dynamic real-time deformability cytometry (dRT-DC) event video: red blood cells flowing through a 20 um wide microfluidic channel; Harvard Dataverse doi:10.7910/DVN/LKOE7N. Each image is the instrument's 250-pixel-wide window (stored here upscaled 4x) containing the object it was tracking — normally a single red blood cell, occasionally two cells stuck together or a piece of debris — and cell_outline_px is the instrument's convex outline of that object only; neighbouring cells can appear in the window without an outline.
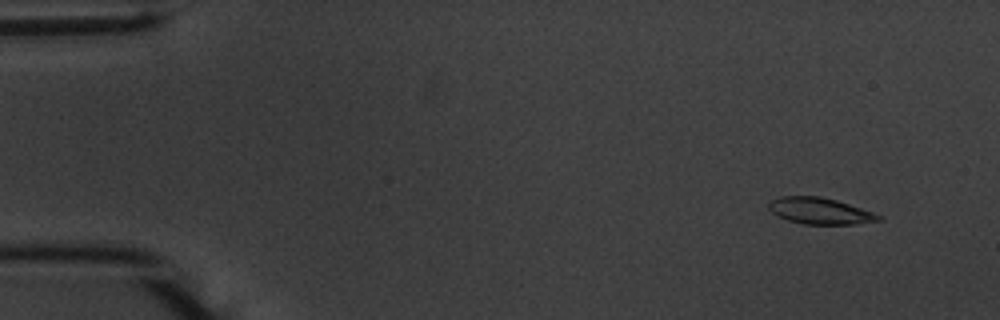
{"species": "common noctule bat (a hibernating species)", "species_latin": "Nyctalus noctula", "temperature_condition": "warm", "stored_images_in_passage": 55, "camera_frame_rate_fps": 3000, "um_per_image_px": 0.085, "animal": {"sex": "male", "body_mass_g": 20.1, "forearm_length_mm": 53.5}, "frame": {"image": 1, "passage_image": 5, "time_ms": 1.333, "image_size_px": [1000, 320], "cell_outline_px": [[884, 220], [856, 224], [804, 224], [788, 220], [772, 212], [768, 208], [768, 204], [772, 200], [780, 196], [820, 196], [836, 200], [884, 216]], "centroid_in_image_um": [69.73, 17.93], "position_along_channel_um": 15.3, "area_um2": 16.82}}
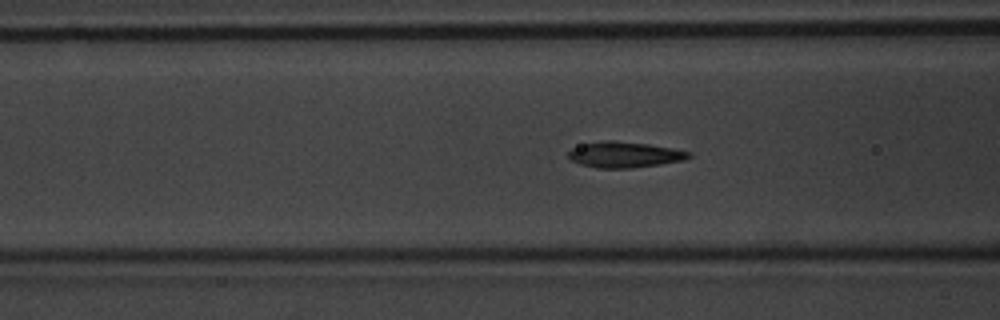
{"frame": {"image": 2, "passage_image": 22, "time_ms": 7.0, "image_size_px": [1000, 320], "cell_outline_px": [[692, 156], [684, 160], [660, 164], [632, 168], [596, 168], [580, 164], [568, 160], [568, 152], [572, 148], [584, 144], [604, 140], [612, 140], [648, 144], [672, 148], [692, 152]], "centroid_in_image_um": [53.07, 13.15], "position_along_channel_um": 113.5, "area_um2": 18.21}}
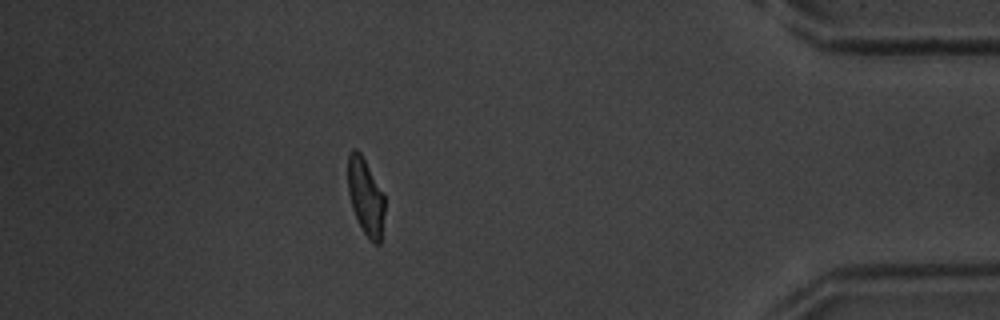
{"frame": {"image": 3, "passage_image": 49, "time_ms": 16.0, "image_size_px": [1000, 320], "cell_outline_px": [[384, 212], [380, 244], [372, 244], [364, 232], [352, 208], [348, 192], [348, 152], [352, 148], [356, 148], [360, 152], [384, 192]], "centroid_in_image_um": [31.08, 16.69], "position_along_channel_um": 404.1, "area_um2": 16.53}, "authors_computed_cell_mechanics": {"area_um2": 17.5134, "velocity_mm_per_s": 3.7058, "shape_relaxation_time_tau1_ms": 3.6195, "shape_relaxation_time_tau2_ms": 1.2155, "deformation_change_tau1": 0.1755, "deformation_change_tau2": 0.0767}}